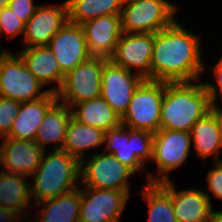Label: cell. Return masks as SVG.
I'll list each match as a JSON object with an SVG mask.
<instances>
[{
  "instance_id": "25",
  "label": "cell",
  "mask_w": 222,
  "mask_h": 222,
  "mask_svg": "<svg viewBox=\"0 0 222 222\" xmlns=\"http://www.w3.org/2000/svg\"><path fill=\"white\" fill-rule=\"evenodd\" d=\"M104 134L103 130L83 124L71 117L61 150L81 161L86 154L85 151L98 148L101 145L103 147Z\"/></svg>"
},
{
  "instance_id": "29",
  "label": "cell",
  "mask_w": 222,
  "mask_h": 222,
  "mask_svg": "<svg viewBox=\"0 0 222 222\" xmlns=\"http://www.w3.org/2000/svg\"><path fill=\"white\" fill-rule=\"evenodd\" d=\"M21 103L0 96V137H6L17 117Z\"/></svg>"
},
{
  "instance_id": "6",
  "label": "cell",
  "mask_w": 222,
  "mask_h": 222,
  "mask_svg": "<svg viewBox=\"0 0 222 222\" xmlns=\"http://www.w3.org/2000/svg\"><path fill=\"white\" fill-rule=\"evenodd\" d=\"M0 50V96L19 103L38 100L50 91L28 70L19 54ZM42 90V91H41Z\"/></svg>"
},
{
  "instance_id": "16",
  "label": "cell",
  "mask_w": 222,
  "mask_h": 222,
  "mask_svg": "<svg viewBox=\"0 0 222 222\" xmlns=\"http://www.w3.org/2000/svg\"><path fill=\"white\" fill-rule=\"evenodd\" d=\"M0 145V164L5 172L30 177L41 163L45 150L35 141L3 137Z\"/></svg>"
},
{
  "instance_id": "10",
  "label": "cell",
  "mask_w": 222,
  "mask_h": 222,
  "mask_svg": "<svg viewBox=\"0 0 222 222\" xmlns=\"http://www.w3.org/2000/svg\"><path fill=\"white\" fill-rule=\"evenodd\" d=\"M191 145L190 132L159 129L154 133L151 160L156 162L157 172L161 175L156 178L148 173L147 183H160L170 180L169 172L185 163Z\"/></svg>"
},
{
  "instance_id": "31",
  "label": "cell",
  "mask_w": 222,
  "mask_h": 222,
  "mask_svg": "<svg viewBox=\"0 0 222 222\" xmlns=\"http://www.w3.org/2000/svg\"><path fill=\"white\" fill-rule=\"evenodd\" d=\"M38 5L34 0H9L8 7L24 23H26L35 13Z\"/></svg>"
},
{
  "instance_id": "24",
  "label": "cell",
  "mask_w": 222,
  "mask_h": 222,
  "mask_svg": "<svg viewBox=\"0 0 222 222\" xmlns=\"http://www.w3.org/2000/svg\"><path fill=\"white\" fill-rule=\"evenodd\" d=\"M71 111L74 119L104 132L121 125L120 116L101 96L74 104L71 107Z\"/></svg>"
},
{
  "instance_id": "30",
  "label": "cell",
  "mask_w": 222,
  "mask_h": 222,
  "mask_svg": "<svg viewBox=\"0 0 222 222\" xmlns=\"http://www.w3.org/2000/svg\"><path fill=\"white\" fill-rule=\"evenodd\" d=\"M25 23L21 21L9 7L0 10V34H6L7 38L23 35ZM0 50H3L0 47Z\"/></svg>"
},
{
  "instance_id": "32",
  "label": "cell",
  "mask_w": 222,
  "mask_h": 222,
  "mask_svg": "<svg viewBox=\"0 0 222 222\" xmlns=\"http://www.w3.org/2000/svg\"><path fill=\"white\" fill-rule=\"evenodd\" d=\"M212 72L215 78L214 81H216V85L212 82H203L205 90L208 93L210 102L217 100L219 96V98H222V57H220L219 61L215 64V66H213Z\"/></svg>"
},
{
  "instance_id": "2",
  "label": "cell",
  "mask_w": 222,
  "mask_h": 222,
  "mask_svg": "<svg viewBox=\"0 0 222 222\" xmlns=\"http://www.w3.org/2000/svg\"><path fill=\"white\" fill-rule=\"evenodd\" d=\"M209 111L210 99L203 82H165L159 129L190 132Z\"/></svg>"
},
{
  "instance_id": "1",
  "label": "cell",
  "mask_w": 222,
  "mask_h": 222,
  "mask_svg": "<svg viewBox=\"0 0 222 222\" xmlns=\"http://www.w3.org/2000/svg\"><path fill=\"white\" fill-rule=\"evenodd\" d=\"M201 39L176 20L154 34L151 80L190 82L199 80L206 68L201 60Z\"/></svg>"
},
{
  "instance_id": "4",
  "label": "cell",
  "mask_w": 222,
  "mask_h": 222,
  "mask_svg": "<svg viewBox=\"0 0 222 222\" xmlns=\"http://www.w3.org/2000/svg\"><path fill=\"white\" fill-rule=\"evenodd\" d=\"M178 6L167 0H124L121 12L124 33H156L176 21Z\"/></svg>"
},
{
  "instance_id": "34",
  "label": "cell",
  "mask_w": 222,
  "mask_h": 222,
  "mask_svg": "<svg viewBox=\"0 0 222 222\" xmlns=\"http://www.w3.org/2000/svg\"><path fill=\"white\" fill-rule=\"evenodd\" d=\"M21 220L22 218L17 213L0 206V222H22Z\"/></svg>"
},
{
  "instance_id": "3",
  "label": "cell",
  "mask_w": 222,
  "mask_h": 222,
  "mask_svg": "<svg viewBox=\"0 0 222 222\" xmlns=\"http://www.w3.org/2000/svg\"><path fill=\"white\" fill-rule=\"evenodd\" d=\"M31 177L34 184H30L33 204L53 199L80 186L76 184L80 182V161L64 150H51L48 154L45 151Z\"/></svg>"
},
{
  "instance_id": "37",
  "label": "cell",
  "mask_w": 222,
  "mask_h": 222,
  "mask_svg": "<svg viewBox=\"0 0 222 222\" xmlns=\"http://www.w3.org/2000/svg\"><path fill=\"white\" fill-rule=\"evenodd\" d=\"M8 2L9 0H0V10L5 7H8Z\"/></svg>"
},
{
  "instance_id": "28",
  "label": "cell",
  "mask_w": 222,
  "mask_h": 222,
  "mask_svg": "<svg viewBox=\"0 0 222 222\" xmlns=\"http://www.w3.org/2000/svg\"><path fill=\"white\" fill-rule=\"evenodd\" d=\"M124 0H66L68 21L83 24L103 15H121Z\"/></svg>"
},
{
  "instance_id": "14",
  "label": "cell",
  "mask_w": 222,
  "mask_h": 222,
  "mask_svg": "<svg viewBox=\"0 0 222 222\" xmlns=\"http://www.w3.org/2000/svg\"><path fill=\"white\" fill-rule=\"evenodd\" d=\"M68 6L61 4L37 6L33 16L25 23L22 44L26 47L48 46L52 37L67 23Z\"/></svg>"
},
{
  "instance_id": "19",
  "label": "cell",
  "mask_w": 222,
  "mask_h": 222,
  "mask_svg": "<svg viewBox=\"0 0 222 222\" xmlns=\"http://www.w3.org/2000/svg\"><path fill=\"white\" fill-rule=\"evenodd\" d=\"M172 182V205L178 222H209L213 210L211 195L201 189L176 191Z\"/></svg>"
},
{
  "instance_id": "26",
  "label": "cell",
  "mask_w": 222,
  "mask_h": 222,
  "mask_svg": "<svg viewBox=\"0 0 222 222\" xmlns=\"http://www.w3.org/2000/svg\"><path fill=\"white\" fill-rule=\"evenodd\" d=\"M81 187L35 204L41 208V218L34 222H79Z\"/></svg>"
},
{
  "instance_id": "15",
  "label": "cell",
  "mask_w": 222,
  "mask_h": 222,
  "mask_svg": "<svg viewBox=\"0 0 222 222\" xmlns=\"http://www.w3.org/2000/svg\"><path fill=\"white\" fill-rule=\"evenodd\" d=\"M48 48L64 75L91 58L82 26L69 21L52 37Z\"/></svg>"
},
{
  "instance_id": "36",
  "label": "cell",
  "mask_w": 222,
  "mask_h": 222,
  "mask_svg": "<svg viewBox=\"0 0 222 222\" xmlns=\"http://www.w3.org/2000/svg\"><path fill=\"white\" fill-rule=\"evenodd\" d=\"M209 222H222V210H212Z\"/></svg>"
},
{
  "instance_id": "8",
  "label": "cell",
  "mask_w": 222,
  "mask_h": 222,
  "mask_svg": "<svg viewBox=\"0 0 222 222\" xmlns=\"http://www.w3.org/2000/svg\"><path fill=\"white\" fill-rule=\"evenodd\" d=\"M135 173L112 154L96 153L80 161V186L94 189L125 190L130 195V182Z\"/></svg>"
},
{
  "instance_id": "11",
  "label": "cell",
  "mask_w": 222,
  "mask_h": 222,
  "mask_svg": "<svg viewBox=\"0 0 222 222\" xmlns=\"http://www.w3.org/2000/svg\"><path fill=\"white\" fill-rule=\"evenodd\" d=\"M129 198L125 190L81 187L79 222H120Z\"/></svg>"
},
{
  "instance_id": "9",
  "label": "cell",
  "mask_w": 222,
  "mask_h": 222,
  "mask_svg": "<svg viewBox=\"0 0 222 222\" xmlns=\"http://www.w3.org/2000/svg\"><path fill=\"white\" fill-rule=\"evenodd\" d=\"M108 59L91 57L68 72L60 90L58 101L72 107L74 104L101 96L102 68Z\"/></svg>"
},
{
  "instance_id": "12",
  "label": "cell",
  "mask_w": 222,
  "mask_h": 222,
  "mask_svg": "<svg viewBox=\"0 0 222 222\" xmlns=\"http://www.w3.org/2000/svg\"><path fill=\"white\" fill-rule=\"evenodd\" d=\"M154 33H124L119 38L110 60L143 79L151 80Z\"/></svg>"
},
{
  "instance_id": "18",
  "label": "cell",
  "mask_w": 222,
  "mask_h": 222,
  "mask_svg": "<svg viewBox=\"0 0 222 222\" xmlns=\"http://www.w3.org/2000/svg\"><path fill=\"white\" fill-rule=\"evenodd\" d=\"M57 101V94L50 92L47 96L38 100L21 103L10 133L6 137L34 141L38 133V127L41 125L47 111Z\"/></svg>"
},
{
  "instance_id": "23",
  "label": "cell",
  "mask_w": 222,
  "mask_h": 222,
  "mask_svg": "<svg viewBox=\"0 0 222 222\" xmlns=\"http://www.w3.org/2000/svg\"><path fill=\"white\" fill-rule=\"evenodd\" d=\"M192 144L196 155L203 160L213 155L215 162L219 159L222 150V134L218 123L211 111L198 119L190 130Z\"/></svg>"
},
{
  "instance_id": "35",
  "label": "cell",
  "mask_w": 222,
  "mask_h": 222,
  "mask_svg": "<svg viewBox=\"0 0 222 222\" xmlns=\"http://www.w3.org/2000/svg\"><path fill=\"white\" fill-rule=\"evenodd\" d=\"M220 100H222V98ZM217 103L218 102L216 100L210 102V111L212 112V114L216 118L219 129L222 134V108H220Z\"/></svg>"
},
{
  "instance_id": "5",
  "label": "cell",
  "mask_w": 222,
  "mask_h": 222,
  "mask_svg": "<svg viewBox=\"0 0 222 222\" xmlns=\"http://www.w3.org/2000/svg\"><path fill=\"white\" fill-rule=\"evenodd\" d=\"M154 134L146 130H133L122 124L104 134L106 153L115 156L135 174L144 171L145 163L152 159Z\"/></svg>"
},
{
  "instance_id": "13",
  "label": "cell",
  "mask_w": 222,
  "mask_h": 222,
  "mask_svg": "<svg viewBox=\"0 0 222 222\" xmlns=\"http://www.w3.org/2000/svg\"><path fill=\"white\" fill-rule=\"evenodd\" d=\"M101 97L120 116L126 112L134 91L144 80L108 59L102 68Z\"/></svg>"
},
{
  "instance_id": "17",
  "label": "cell",
  "mask_w": 222,
  "mask_h": 222,
  "mask_svg": "<svg viewBox=\"0 0 222 222\" xmlns=\"http://www.w3.org/2000/svg\"><path fill=\"white\" fill-rule=\"evenodd\" d=\"M91 57L110 59L122 36L121 15H103L81 24Z\"/></svg>"
},
{
  "instance_id": "22",
  "label": "cell",
  "mask_w": 222,
  "mask_h": 222,
  "mask_svg": "<svg viewBox=\"0 0 222 222\" xmlns=\"http://www.w3.org/2000/svg\"><path fill=\"white\" fill-rule=\"evenodd\" d=\"M71 117V108L57 101L47 111L34 141L44 150L46 144L55 142L52 150H61Z\"/></svg>"
},
{
  "instance_id": "20",
  "label": "cell",
  "mask_w": 222,
  "mask_h": 222,
  "mask_svg": "<svg viewBox=\"0 0 222 222\" xmlns=\"http://www.w3.org/2000/svg\"><path fill=\"white\" fill-rule=\"evenodd\" d=\"M18 54L42 85L57 84L48 89L50 92L57 93L60 90L65 75L61 72L59 63L48 46L24 48Z\"/></svg>"
},
{
  "instance_id": "21",
  "label": "cell",
  "mask_w": 222,
  "mask_h": 222,
  "mask_svg": "<svg viewBox=\"0 0 222 222\" xmlns=\"http://www.w3.org/2000/svg\"><path fill=\"white\" fill-rule=\"evenodd\" d=\"M31 203L33 202L27 176L0 170V206L26 219L29 218L30 211L27 209H31Z\"/></svg>"
},
{
  "instance_id": "7",
  "label": "cell",
  "mask_w": 222,
  "mask_h": 222,
  "mask_svg": "<svg viewBox=\"0 0 222 222\" xmlns=\"http://www.w3.org/2000/svg\"><path fill=\"white\" fill-rule=\"evenodd\" d=\"M164 91L165 82L144 79L134 91L121 124L129 129L156 133L160 128Z\"/></svg>"
},
{
  "instance_id": "33",
  "label": "cell",
  "mask_w": 222,
  "mask_h": 222,
  "mask_svg": "<svg viewBox=\"0 0 222 222\" xmlns=\"http://www.w3.org/2000/svg\"><path fill=\"white\" fill-rule=\"evenodd\" d=\"M213 169L207 173L208 190L216 199L222 200V161L214 162Z\"/></svg>"
},
{
  "instance_id": "27",
  "label": "cell",
  "mask_w": 222,
  "mask_h": 222,
  "mask_svg": "<svg viewBox=\"0 0 222 222\" xmlns=\"http://www.w3.org/2000/svg\"><path fill=\"white\" fill-rule=\"evenodd\" d=\"M147 202L149 222H178L172 205V180L146 183L140 190Z\"/></svg>"
}]
</instances>
